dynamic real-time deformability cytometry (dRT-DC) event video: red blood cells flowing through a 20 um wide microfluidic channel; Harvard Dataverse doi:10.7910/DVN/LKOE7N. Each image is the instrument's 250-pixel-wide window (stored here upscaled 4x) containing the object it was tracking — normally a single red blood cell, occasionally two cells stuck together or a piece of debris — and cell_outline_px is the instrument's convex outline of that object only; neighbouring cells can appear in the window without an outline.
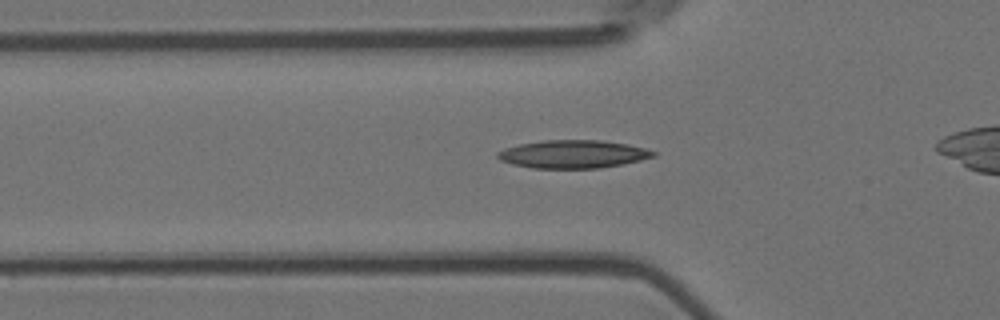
{"species": "Egyptian fruit bat (a non-hibernating species)", "species_latin": "Rousettus aegyptiacus", "temperature_condition": "room temperature", "stored_images_in_passage": 37, "camera_frame_rate_fps": 3000, "um_per_image_px": 0.085, "animal": {"sex": "female"}, "frame": {"image": 1, "passage_image": 10, "time_ms": 3.0, "image_size_px": [1000, 320], "cell_outline_px": [[656, 156], [624, 164], [600, 168], [532, 168], [512, 164], [500, 160], [496, 156], [496, 152], [504, 148], [520, 144], [544, 140], [600, 140], [628, 144], [644, 148], [656, 152]], "centroid_in_image_um": [48.69, 13.1], "position_along_channel_um": 77.1, "area_um2": 25.49}}
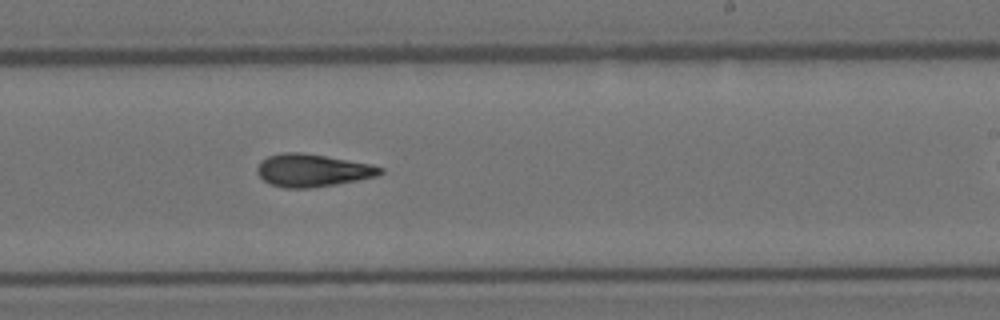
{"frame": {"image": 2, "passage_image": 25, "time_ms": 8.0, "image_size_px": [1000, 320], "cell_outline_px": [[384, 172], [376, 176], [336, 184], [308, 188], [284, 188], [268, 184], [256, 172], [256, 168], [260, 160], [268, 156], [284, 152], [300, 152], [372, 164], [384, 168]], "centroid_in_image_um": [26.52, 14.48], "position_along_channel_um": 262.5, "area_um2": 23.41}}
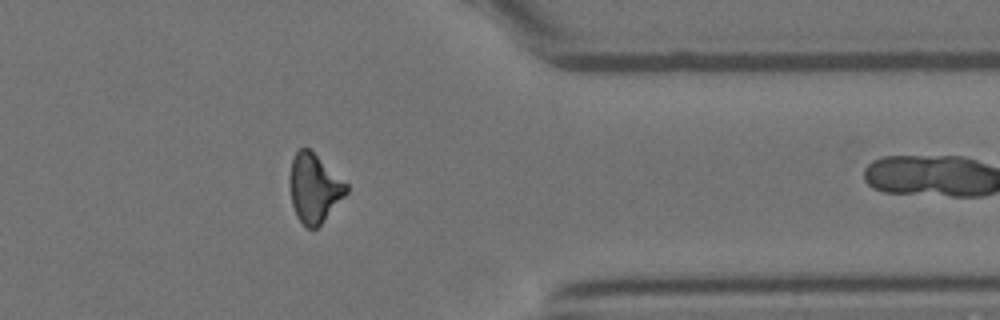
{"frame": {"image": 3, "passage_image": 36, "time_ms": 11.667, "image_size_px": [1000, 320], "cell_outline_px": [[348, 192], [320, 224], [316, 228], [308, 228], [296, 216], [292, 204], [288, 180], [288, 176], [292, 160], [296, 152], [300, 148], [308, 148], [348, 184]], "centroid_in_image_um": [26.68, 15.98], "position_along_channel_um": 384.7, "area_um2": 22.43}}